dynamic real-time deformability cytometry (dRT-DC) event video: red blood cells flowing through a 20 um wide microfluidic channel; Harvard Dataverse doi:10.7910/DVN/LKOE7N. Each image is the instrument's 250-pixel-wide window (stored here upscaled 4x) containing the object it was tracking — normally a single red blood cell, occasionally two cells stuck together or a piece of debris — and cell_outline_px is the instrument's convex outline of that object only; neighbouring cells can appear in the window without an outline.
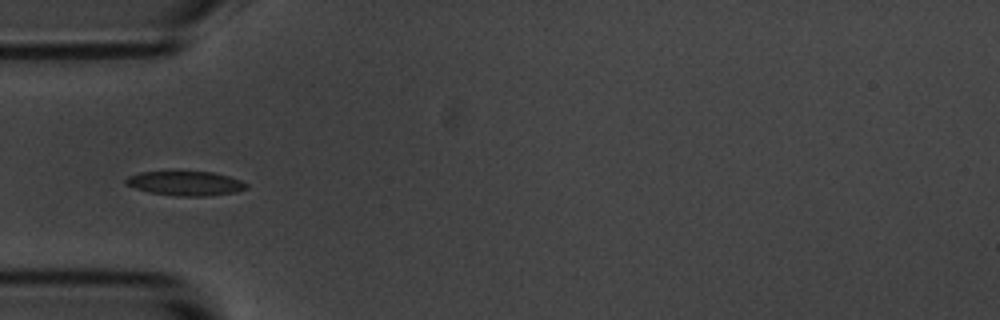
{"species": "common noctule bat (a hibernating species)", "species_latin": "Nyctalus noctula", "temperature_condition": "room temperature", "stored_images_in_passage": 15, "camera_frame_rate_fps": 3000, "um_per_image_px": 0.085, "animal": {"sex": "male", "body_mass_g": 20.1, "forearm_length_mm": 53.5}, "frame": {"image": 1, "passage_image": 5, "time_ms": 5.333, "image_size_px": [1000, 320], "cell_outline_px": [[248, 188], [236, 192], [204, 196], [176, 196], [148, 192], [124, 184], [124, 180], [128, 176], [140, 172], [172, 168], [176, 168], [212, 172], [228, 176], [240, 180], [248, 184]], "centroid_in_image_um": [15.7, 15.52], "position_along_channel_um": 69.3, "area_um2": 18.15}}
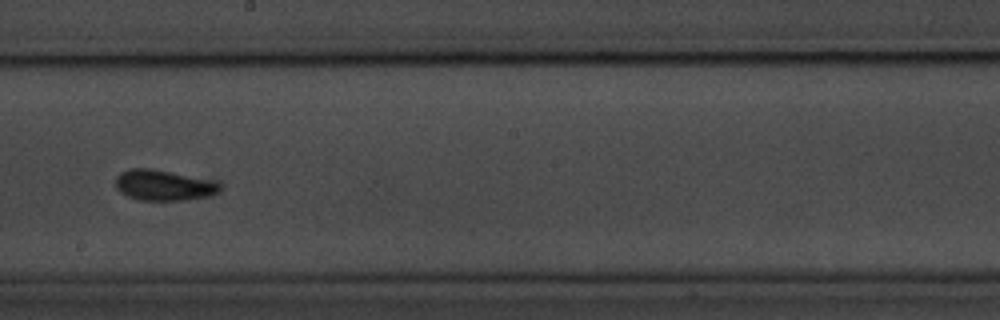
{"frame": {"image": 2, "passage_image": 9, "time_ms": 10.0, "image_size_px": [1000, 320], "cell_outline_px": [[220, 192], [208, 196], [184, 200], [140, 200], [128, 196], [120, 192], [116, 188], [116, 176], [120, 172], [128, 168], [152, 168], [172, 172], [208, 180], [220, 184]], "centroid_in_image_um": [13.85, 15.74], "position_along_channel_um": 234.3, "area_um2": 18.5}}
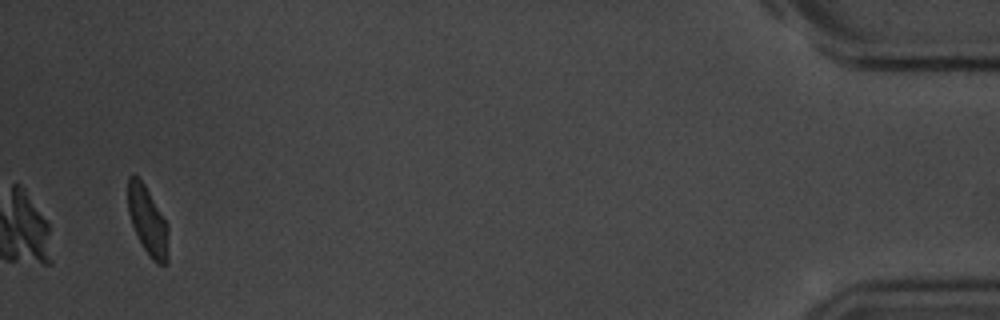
{"frame": {"image": 3, "passage_image": 15, "time_ms": 17.667, "image_size_px": [1000, 320], "cell_outline_px": [[168, 264], [156, 264], [152, 260], [144, 248], [132, 224], [128, 212], [128, 176], [136, 176], [144, 184], [168, 224]], "centroid_in_image_um": [12.58, 18.81], "position_along_channel_um": 422.6, "area_um2": 15.95}, "authors_computed_cell_mechanics": {"area_um2": 18.496, "velocity_mm_per_s": 3.5271, "shape_relaxation_time_tau1_ms": 2.3466, "shape_relaxation_time_tau2_ms": 0.6192, "deformation_change_tau1": 0.063, "deformation_change_tau2": 0.0345}}